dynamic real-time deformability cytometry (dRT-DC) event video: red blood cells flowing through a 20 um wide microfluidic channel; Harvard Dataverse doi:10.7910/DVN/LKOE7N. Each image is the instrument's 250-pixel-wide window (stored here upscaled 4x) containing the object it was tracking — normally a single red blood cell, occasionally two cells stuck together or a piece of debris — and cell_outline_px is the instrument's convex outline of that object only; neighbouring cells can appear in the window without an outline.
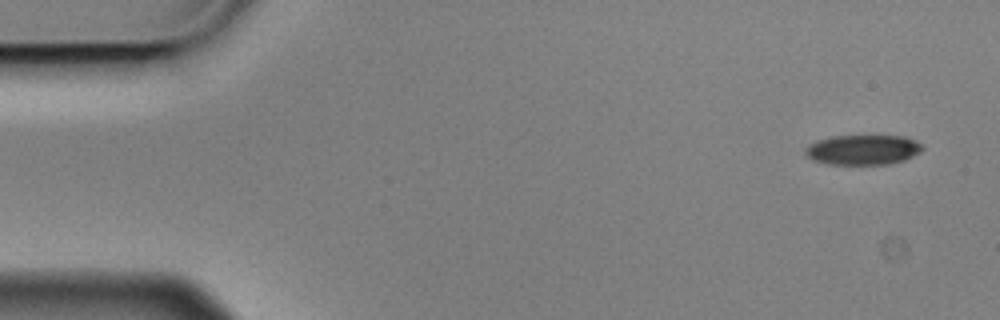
{"species": "Egyptian fruit bat (a non-hibernating species)", "species_latin": "Rousettus aegyptiacus", "temperature_condition": "cold", "stored_images_in_passage": 6, "camera_frame_rate_fps": 3000, "um_per_image_px": 0.085, "animal": {"sex": "male"}, "frame": {"image": 1, "passage_image": 1, "time_ms": 0.0, "image_size_px": [1000, 320], "cell_outline_px": [[924, 148], [920, 152], [904, 160], [888, 164], [828, 164], [812, 160], [804, 152], [804, 148], [808, 144], [816, 140], [832, 136], [908, 136], [916, 140]], "centroid_in_image_um": [73.33, 12.72], "position_along_channel_um": 11.7, "area_um2": 20.58}}
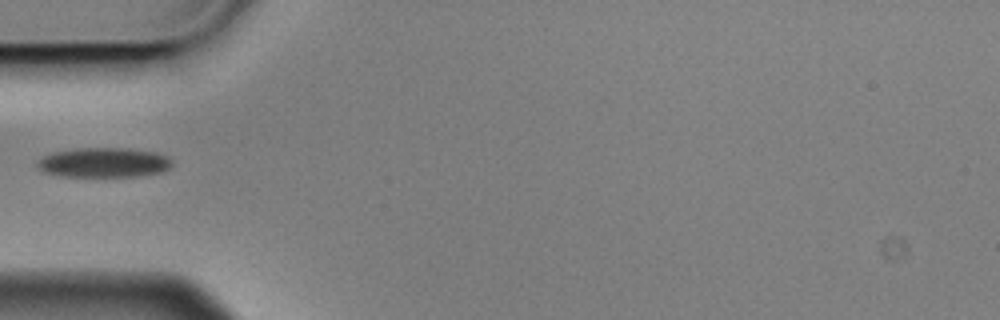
{"frame": {"image": 2, "passage_image": 5, "time_ms": 1.333, "image_size_px": [1000, 320], "cell_outline_px": [[172, 164], [168, 168], [160, 172], [140, 176], [64, 176], [48, 172], [40, 168], [36, 164], [44, 156], [56, 152], [80, 148], [124, 148], [156, 152], [168, 156], [172, 160]], "centroid_in_image_um": [8.9, 13.81], "position_along_channel_um": 76.1, "area_um2": 22.89}}
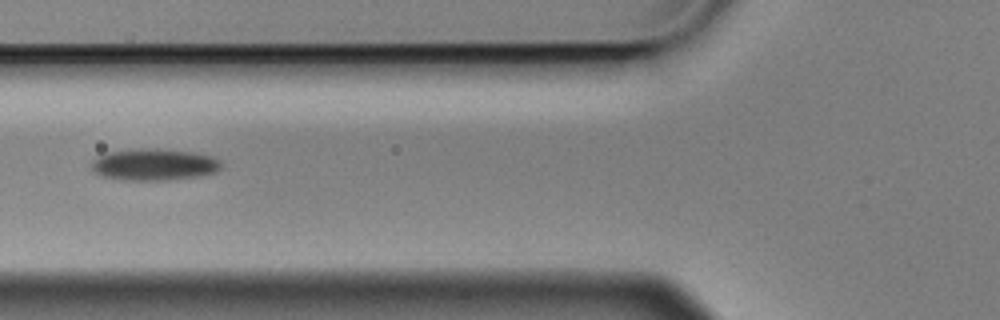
{"frame": {"image": 3, "passage_image": 6, "time_ms": 1.667, "image_size_px": [1000, 320], "cell_outline_px": [[220, 168], [216, 172], [200, 176], [164, 180], [124, 180], [100, 176], [92, 168], [92, 160], [108, 152], [140, 148], [156, 148], [192, 152], [212, 156], [220, 160]], "centroid_in_image_um": [13.1, 13.98], "position_along_channel_um": 112.7, "area_um2": 23.93}}